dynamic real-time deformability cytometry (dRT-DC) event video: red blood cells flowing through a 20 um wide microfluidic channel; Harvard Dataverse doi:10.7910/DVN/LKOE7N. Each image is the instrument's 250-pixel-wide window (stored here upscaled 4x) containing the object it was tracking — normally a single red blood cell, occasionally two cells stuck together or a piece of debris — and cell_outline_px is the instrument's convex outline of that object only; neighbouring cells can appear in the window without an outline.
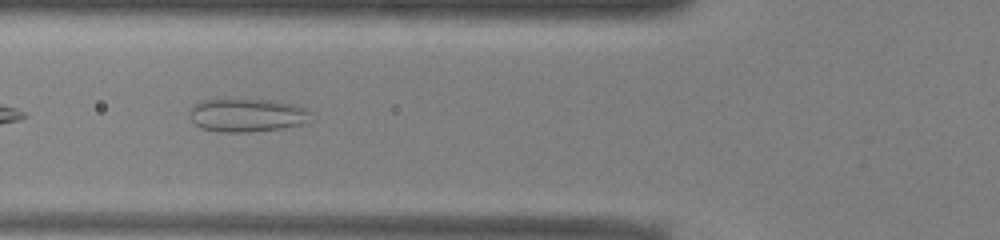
{"species": "common noctule bat (a hibernating species)", "species_latin": "Nyctalus noctula", "temperature_condition": "warm", "stored_images_in_passage": 38, "camera_frame_rate_fps": 3000, "um_per_image_px": 0.085, "animal": {"sex": "male", "body_mass_g": 13.0, "forearm_length_mm": 53.1}, "frame": {"image": 1, "passage_image": 5, "time_ms": 1.333, "image_size_px": [1000, 240], "cell_outline_px": [[308, 112], [300, 124], [280, 128], [248, 132], [220, 132], [200, 128], [188, 116], [188, 112], [200, 100], [272, 100], [292, 104], [304, 108]], "centroid_in_image_um": [20.86, 9.79], "position_along_channel_um": 104.9, "area_um2": 22.83}}
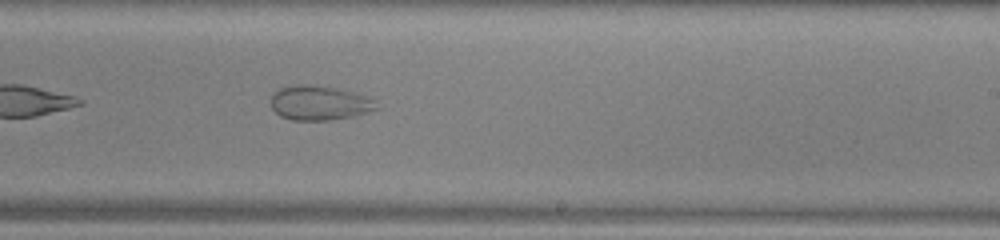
{"frame": {"image": 2, "passage_image": 17, "time_ms": 5.333, "image_size_px": [1000, 240], "cell_outline_px": [[380, 108], [352, 116], [328, 120], [292, 120], [280, 116], [272, 108], [272, 96], [280, 88], [292, 84], [304, 84], [340, 88], [376, 96]], "centroid_in_image_um": [27.26, 8.72], "position_along_channel_um": 261.7, "area_um2": 21.73}}
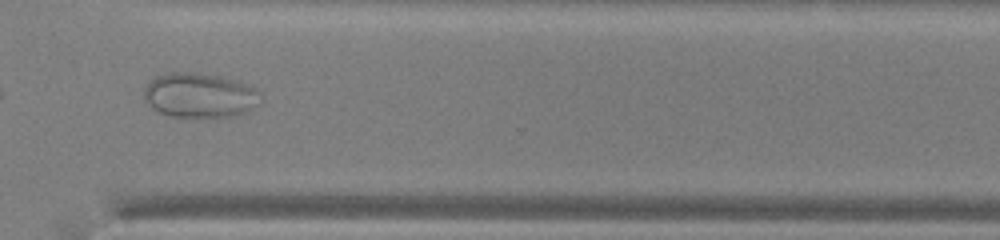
{"frame": {"image": 3, "passage_image": 24, "time_ms": 7.667, "image_size_px": [1000, 240], "cell_outline_px": [[260, 104], [244, 112], [228, 116], [168, 116], [152, 108], [144, 100], [144, 88], [156, 76], [168, 72], [192, 72], [216, 76], [236, 80], [256, 88], [260, 92]], "centroid_in_image_um": [16.96, 8.09], "position_along_channel_um": 353.6, "area_um2": 30.06}}